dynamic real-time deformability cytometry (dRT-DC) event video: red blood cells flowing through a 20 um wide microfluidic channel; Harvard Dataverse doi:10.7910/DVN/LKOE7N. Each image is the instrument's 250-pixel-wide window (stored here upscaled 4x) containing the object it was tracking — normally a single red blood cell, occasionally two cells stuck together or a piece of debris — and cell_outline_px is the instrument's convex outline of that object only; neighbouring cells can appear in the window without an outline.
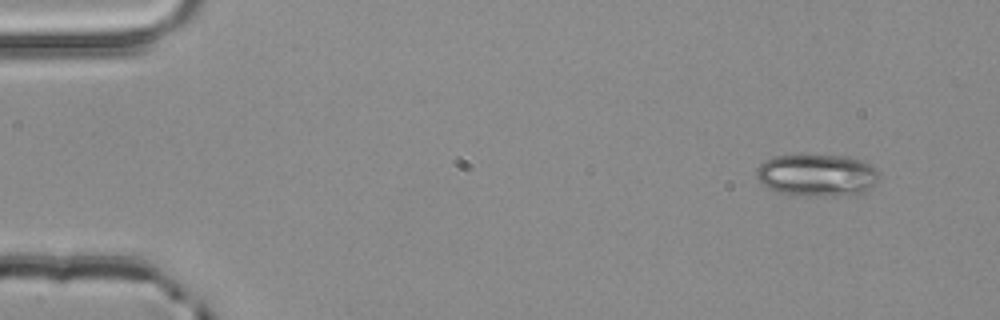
{"species": "common noctule bat (a hibernating species)", "species_latin": "Nyctalus noctula", "temperature_condition": "room temperature", "stored_images_in_passage": 4, "camera_frame_rate_fps": 3000, "um_per_image_px": 0.085, "animal": {"sex": "male", "body_mass_g": 20.4}, "frame": {"image": 1, "passage_image": 1, "time_ms": 0.0, "image_size_px": [1000, 320], "cell_outline_px": [[880, 176], [876, 184], [864, 192], [824, 196], [792, 196], [776, 192], [760, 184], [756, 176], [756, 168], [764, 160], [776, 156], [848, 156], [860, 160], [868, 164]], "centroid_in_image_um": [69.37, 14.91], "position_along_channel_um": 15.6, "area_um2": 30.11}}
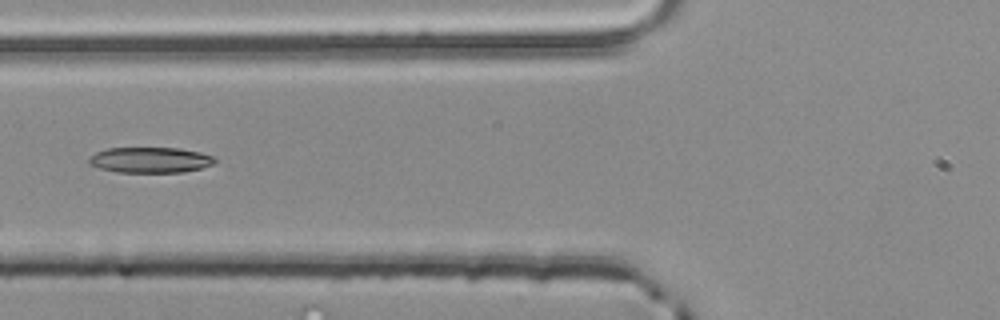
{"frame": {"image": 2, "passage_image": 4, "time_ms": 1.0, "image_size_px": [1000, 320], "cell_outline_px": [[216, 160], [212, 164], [200, 168], [184, 172], [116, 172], [100, 168], [92, 164], [88, 160], [88, 156], [96, 152], [108, 148], [180, 148], [200, 152], [212, 156]], "centroid_in_image_um": [12.75, 13.59], "position_along_channel_um": 113.0, "area_um2": 18.67}}